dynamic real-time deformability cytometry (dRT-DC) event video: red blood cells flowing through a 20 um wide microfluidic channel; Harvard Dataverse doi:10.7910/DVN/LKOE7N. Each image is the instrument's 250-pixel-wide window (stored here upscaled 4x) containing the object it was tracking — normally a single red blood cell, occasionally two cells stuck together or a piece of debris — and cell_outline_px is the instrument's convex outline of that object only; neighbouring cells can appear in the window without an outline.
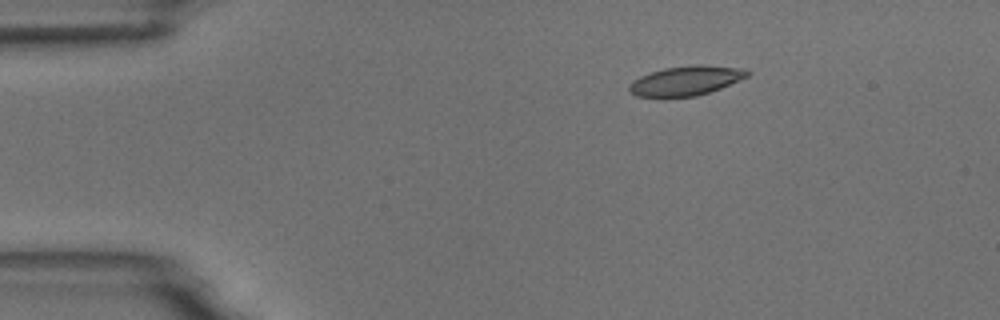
{"species": "common noctule bat (a hibernating species)", "species_latin": "Nyctalus noctula", "temperature_condition": "room temperature", "stored_images_in_passage": 3, "camera_frame_rate_fps": 3000, "um_per_image_px": 0.085, "animal": {"sex": "male", "body_mass_g": 18.8}, "frame": {"image": 1, "passage_image": 1, "time_ms": 0.0, "image_size_px": [1000, 320], "cell_outline_px": [[752, 72], [748, 76], [740, 80], [720, 88], [696, 96], [636, 96], [628, 92], [628, 88], [632, 80], [640, 76], [664, 68], [696, 64], [744, 68]], "centroid_in_image_um": [58.31, 6.84], "position_along_channel_um": 26.7, "area_um2": 20.17}}